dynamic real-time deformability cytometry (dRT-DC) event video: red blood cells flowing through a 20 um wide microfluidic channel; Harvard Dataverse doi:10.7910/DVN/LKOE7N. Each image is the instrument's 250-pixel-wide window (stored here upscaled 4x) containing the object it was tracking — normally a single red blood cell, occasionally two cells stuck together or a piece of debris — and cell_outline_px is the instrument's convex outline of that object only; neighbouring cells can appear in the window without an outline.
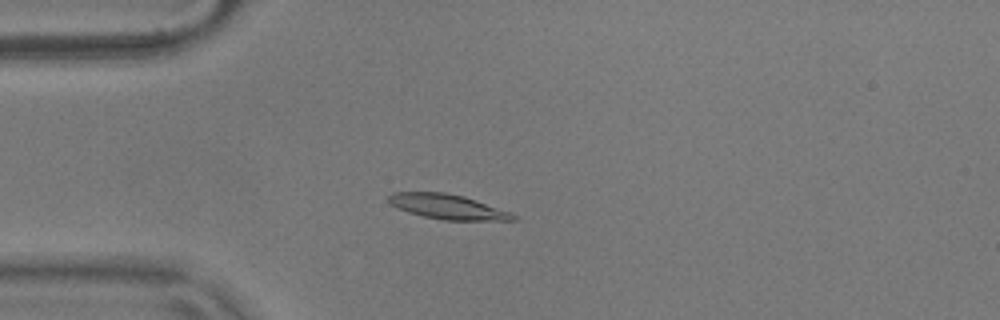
{"species": "common noctule bat (a hibernating species)", "species_latin": "Nyctalus noctula", "temperature_condition": "warm", "stored_images_in_passage": 55, "camera_frame_rate_fps": 3000, "um_per_image_px": 0.085, "animal": {"sex": "male", "body_mass_g": 17.9}, "frame": {"image": 1, "passage_image": 14, "time_ms": 4.333, "image_size_px": [1000, 320], "cell_outline_px": [[516, 220], [444, 220], [424, 216], [408, 212], [396, 208], [388, 204], [388, 196], [392, 192], [444, 192], [464, 196], [476, 200], [508, 212], [516, 216]], "centroid_in_image_um": [37.96, 17.56], "position_along_channel_um": 47.0, "area_um2": 17.86}}
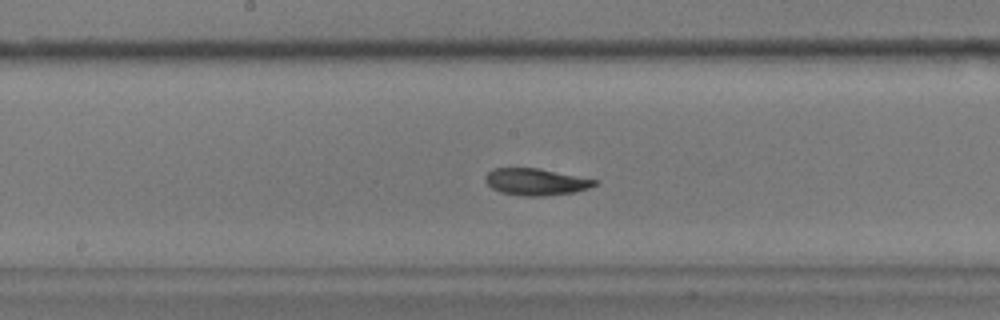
{"frame": {"image": 2, "passage_image": 28, "time_ms": 9.0, "image_size_px": [1000, 320], "cell_outline_px": [[600, 180], [596, 184], [588, 188], [572, 192], [544, 196], [520, 196], [500, 192], [492, 188], [484, 180], [484, 176], [492, 168], [536, 168]], "centroid_in_image_um": [45.51, 15.45], "position_along_channel_um": 202.7, "area_um2": 17.05}}
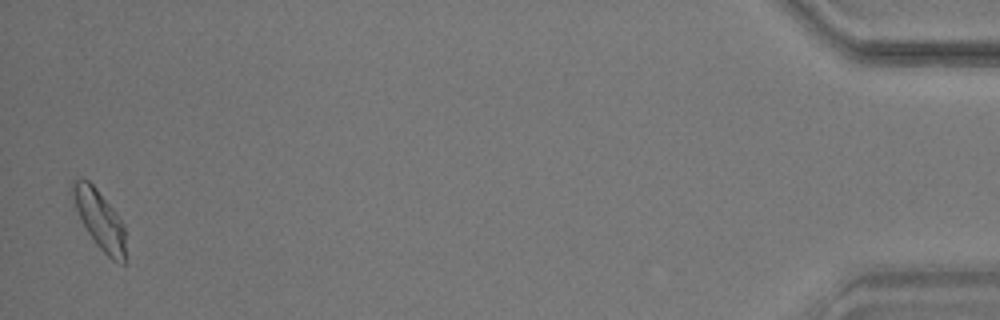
{"frame": {"image": 3, "passage_image": 54, "time_ms": 17.667, "image_size_px": [1000, 320], "cell_outline_px": [[124, 264], [120, 264], [112, 260], [96, 244], [88, 232], [76, 208], [72, 192], [72, 180], [88, 180], [96, 188], [116, 212], [124, 224]], "centroid_in_image_um": [8.49, 18.67], "position_along_channel_um": 426.7, "area_um2": 17.57}, "authors_computed_cell_mechanics": {"area_um2": 17.3978, "velocity_mm_per_s": 3.6369, "shape_relaxation_time_tau1_ms": 6.3636, "shape_relaxation_time_tau2_ms": 4.4699, "deformation_change_tau1": 0.1596, "deformation_change_tau2": 0.0706}}